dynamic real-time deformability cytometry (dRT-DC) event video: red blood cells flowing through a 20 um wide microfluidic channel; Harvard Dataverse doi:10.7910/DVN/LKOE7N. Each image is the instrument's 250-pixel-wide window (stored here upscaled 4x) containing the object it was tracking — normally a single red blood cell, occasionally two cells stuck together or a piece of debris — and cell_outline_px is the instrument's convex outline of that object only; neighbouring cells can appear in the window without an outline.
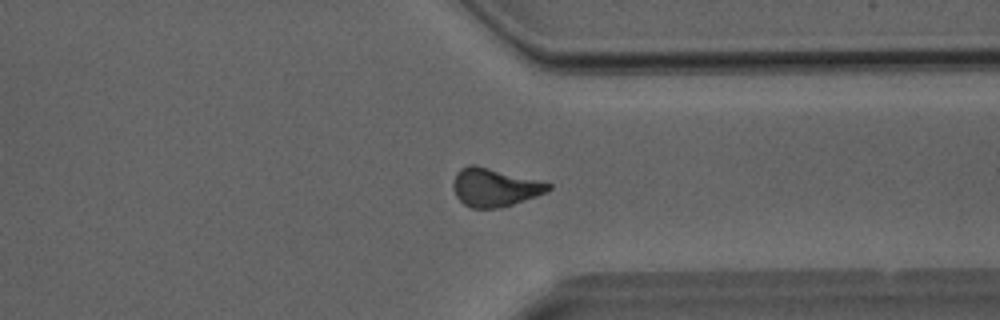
{"species": "Egyptian fruit bat (a non-hibernating species)", "species_latin": "Rousettus aegyptiacus", "temperature_condition": "room temperature", "stored_images_in_passage": 36, "camera_frame_rate_fps": 3000, "um_per_image_px": 0.085, "animal": {"sex": "male"}, "frame": {"image": 1, "passage_image": 28, "time_ms": 9.0, "image_size_px": [1000, 320], "cell_outline_px": [[552, 188], [548, 192], [500, 208], [472, 208], [464, 204], [456, 196], [452, 188], [452, 184], [456, 172], [460, 168], [468, 164], [476, 164], [540, 180], [552, 184]], "centroid_in_image_um": [42.03, 15.9], "position_along_channel_um": 369.4, "area_um2": 21.5}}
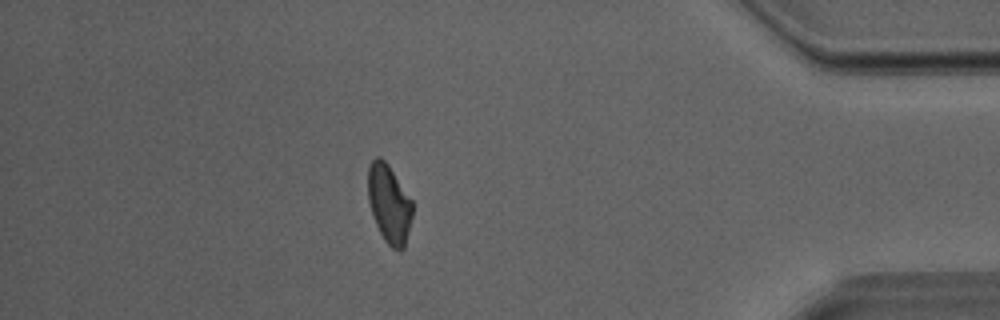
{"frame": {"image": 2, "passage_image": 32, "time_ms": 10.333, "image_size_px": [1000, 320], "cell_outline_px": [[412, 216], [404, 248], [400, 252], [392, 248], [384, 240], [372, 216], [368, 200], [368, 168], [372, 160], [376, 156], [380, 156], [388, 164], [412, 200]], "centroid_in_image_um": [33.07, 17.32], "position_along_channel_um": 402.1, "area_um2": 20.35}}